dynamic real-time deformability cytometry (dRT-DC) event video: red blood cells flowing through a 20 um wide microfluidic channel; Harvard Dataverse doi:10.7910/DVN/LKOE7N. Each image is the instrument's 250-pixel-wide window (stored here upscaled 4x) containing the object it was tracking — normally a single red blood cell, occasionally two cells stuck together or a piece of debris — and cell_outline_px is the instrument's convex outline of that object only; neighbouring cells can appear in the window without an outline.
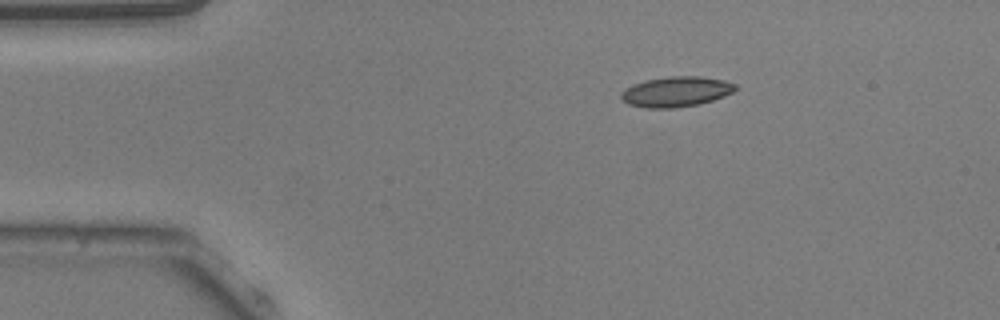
{"species": "common noctule bat (a hibernating species)", "species_latin": "Nyctalus noctula", "temperature_condition": "warm", "stored_images_in_passage": 35, "camera_frame_rate_fps": 3000, "um_per_image_px": 0.085, "animal": {"sex": "male", "body_mass_g": 20.5, "forearm_length_mm": 52.5}, "frame": {"image": 1, "passage_image": 1, "time_ms": 0.0, "image_size_px": [1000, 320], "cell_outline_px": [[736, 88], [732, 92], [724, 96], [712, 100], [696, 104], [676, 108], [644, 108], [628, 104], [620, 100], [620, 92], [624, 88], [632, 84], [644, 80], [668, 76], [700, 76], [724, 80], [736, 84]], "centroid_in_image_um": [57.4, 7.79], "position_along_channel_um": 27.6, "area_um2": 20.35}}
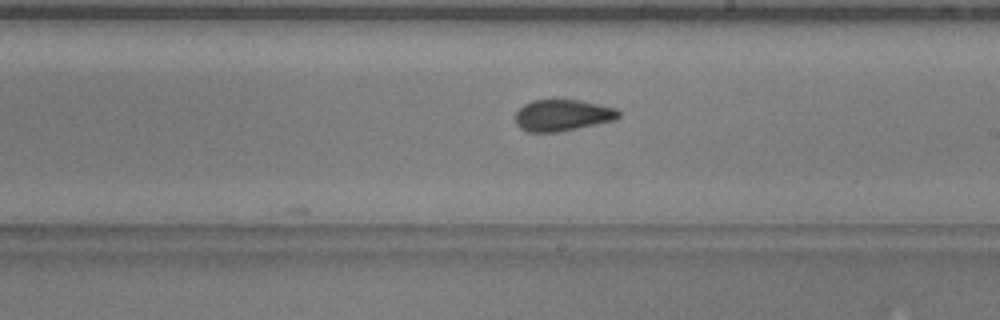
{"frame": {"image": 2, "passage_image": 22, "time_ms": 7.0, "image_size_px": [1000, 320], "cell_outline_px": [[620, 116], [616, 120], [560, 132], [528, 132], [520, 128], [516, 124], [516, 112], [524, 104], [532, 100], [580, 100], [616, 108], [620, 112]], "centroid_in_image_um": [47.82, 9.8], "position_along_channel_um": 241.2, "area_um2": 19.02}}
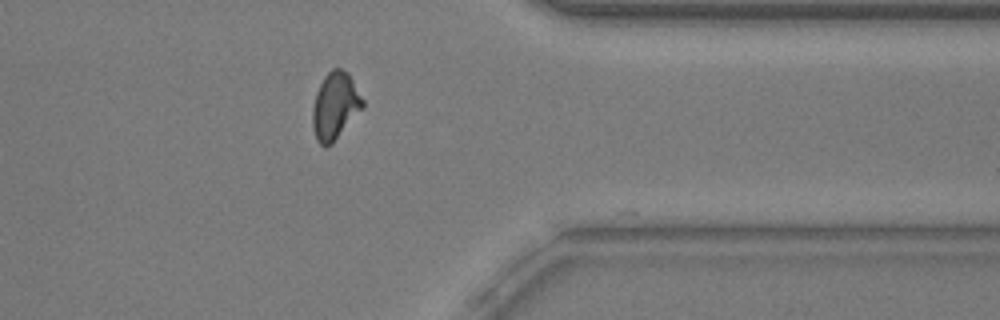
{"frame": {"image": 3, "passage_image": 34, "time_ms": 11.0, "image_size_px": [1000, 320], "cell_outline_px": [[364, 108], [332, 144], [324, 148], [316, 140], [312, 124], [312, 108], [316, 92], [324, 76], [332, 68], [340, 68], [348, 72], [364, 100]], "centroid_in_image_um": [28.49, 9.02], "position_along_channel_um": 382.9, "area_um2": 19.88}, "authors_computed_cell_mechanics": {"area_um2": 19.363, "velocity_mm_per_s": 3.8399, "shape_relaxation_time_tau1_ms": 11.0752, "shape_relaxation_time_tau2_ms": 1.3871, "deformation_change_tau1": 0.2108, "deformation_change_tau2": 0.0814}}